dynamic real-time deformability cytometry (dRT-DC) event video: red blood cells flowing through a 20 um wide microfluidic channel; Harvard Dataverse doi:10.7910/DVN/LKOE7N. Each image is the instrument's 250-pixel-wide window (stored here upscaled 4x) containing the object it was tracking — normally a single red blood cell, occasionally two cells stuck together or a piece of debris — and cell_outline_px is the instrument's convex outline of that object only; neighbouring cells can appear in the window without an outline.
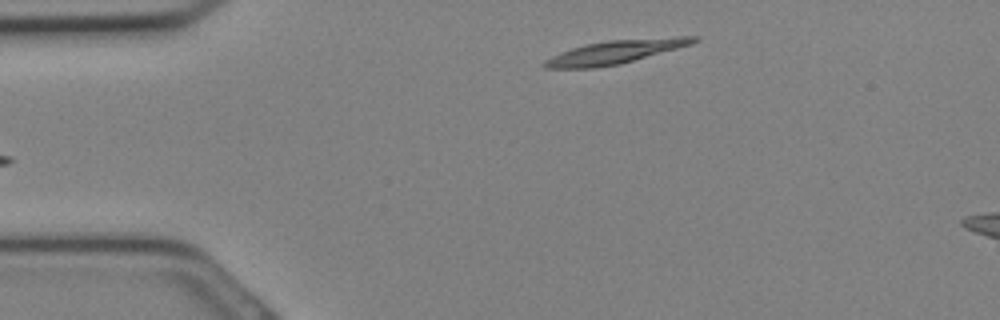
{"species": "Egyptian fruit bat (a non-hibernating species)", "species_latin": "Rousettus aegyptiacus", "temperature_condition": "cold", "stored_images_in_passage": 5, "camera_frame_rate_fps": 3000, "um_per_image_px": 0.085, "animal": {"sex": "female"}, "frame": {"image": 1, "passage_image": 1, "time_ms": 0.0, "image_size_px": [1000, 320], "cell_outline_px": [[700, 40], [692, 44], [620, 64], [596, 68], [544, 68], [544, 60], [552, 56], [572, 48], [588, 44], [608, 40], [676, 36], [700, 36]], "centroid_in_image_um": [52.37, 4.4], "position_along_channel_um": 32.6, "area_um2": 20.35}}